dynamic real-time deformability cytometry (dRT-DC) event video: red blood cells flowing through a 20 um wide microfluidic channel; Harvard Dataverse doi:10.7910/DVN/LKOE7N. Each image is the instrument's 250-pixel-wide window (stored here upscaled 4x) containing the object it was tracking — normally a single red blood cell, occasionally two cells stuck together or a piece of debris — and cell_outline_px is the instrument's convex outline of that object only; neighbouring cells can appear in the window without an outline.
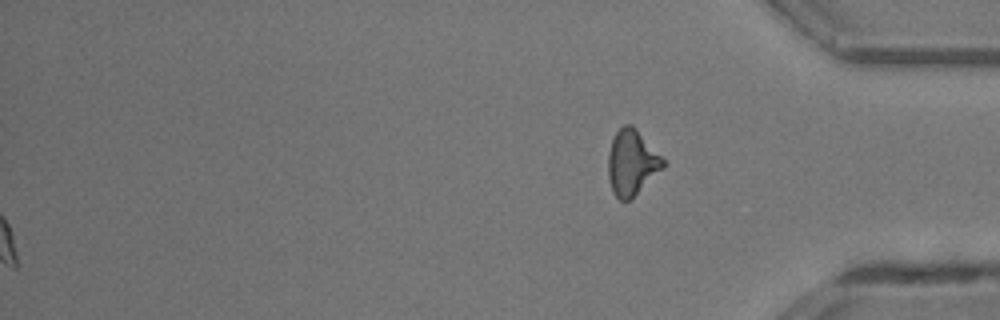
{"species": "common noctule bat (a hibernating species)", "species_latin": "Nyctalus noctula", "temperature_condition": "room temperature", "stored_images_in_passage": 35, "segment_of_instrument_passage": [2, 2], "camera_frame_rate_fps": 3000, "um_per_image_px": 0.085, "animal": {"sex": "male", "body_mass_g": 13.3}, "frame": {"image": 1, "passage_image": 35, "time_ms": 11.333, "image_size_px": [1000, 320], "cell_outline_px": [[664, 168], [628, 200], [620, 200], [612, 192], [608, 176], [608, 156], [612, 140], [616, 132], [624, 124], [632, 124], [636, 128], [664, 160]], "centroid_in_image_um": [53.68, 13.8], "position_along_channel_um": 381.5, "area_um2": 20.52}}